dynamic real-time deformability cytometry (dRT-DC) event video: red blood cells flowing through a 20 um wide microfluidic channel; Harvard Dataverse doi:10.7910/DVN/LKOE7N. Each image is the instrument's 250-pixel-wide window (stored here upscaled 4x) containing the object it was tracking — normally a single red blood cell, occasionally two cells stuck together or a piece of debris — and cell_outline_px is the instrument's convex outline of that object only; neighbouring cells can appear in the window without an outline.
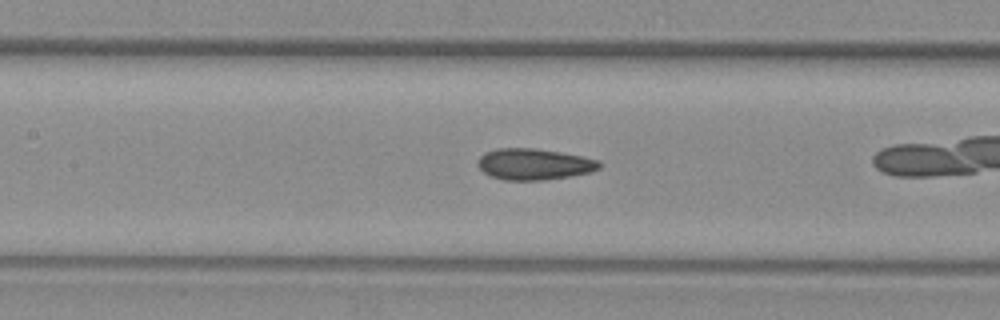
{"species": "common noctule bat (a hibernating species)", "species_latin": "Nyctalus noctula", "temperature_condition": "warm", "stored_images_in_passage": 33, "camera_frame_rate_fps": 3000, "um_per_image_px": 0.085, "animal": {"sex": "female", "body_mass_g": 29.2, "forearm_length_mm": 56.3}, "frame": {"image": 1, "passage_image": 15, "time_ms": 4.667, "image_size_px": [1000, 320], "cell_outline_px": [[600, 168], [592, 172], [572, 176], [544, 180], [504, 180], [488, 176], [476, 164], [480, 156], [484, 152], [496, 148], [536, 148], [560, 152], [600, 160]], "centroid_in_image_um": [45.38, 13.96], "position_along_channel_um": 162.0, "area_um2": 22.37}}
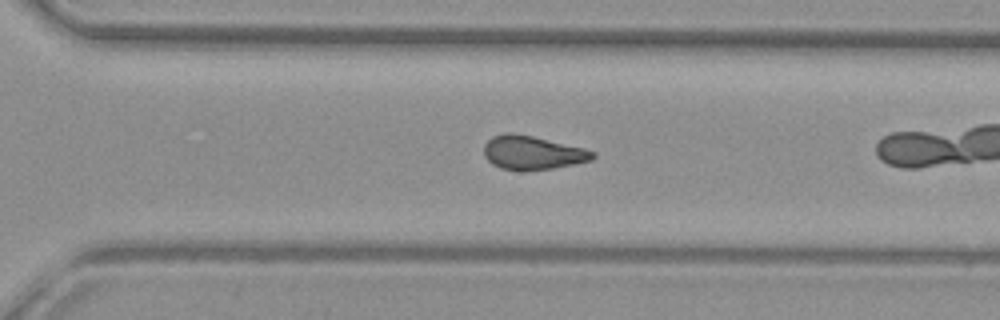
{"frame": {"image": 2, "passage_image": 28, "time_ms": 9.0, "image_size_px": [1000, 320], "cell_outline_px": [[596, 156], [592, 160], [552, 168], [520, 172], [500, 168], [492, 164], [484, 156], [484, 144], [492, 136], [504, 132], [512, 132], [532, 136], [584, 148], [596, 152]], "centroid_in_image_um": [45.22, 12.98], "position_along_channel_um": 325.4, "area_um2": 21.62}}